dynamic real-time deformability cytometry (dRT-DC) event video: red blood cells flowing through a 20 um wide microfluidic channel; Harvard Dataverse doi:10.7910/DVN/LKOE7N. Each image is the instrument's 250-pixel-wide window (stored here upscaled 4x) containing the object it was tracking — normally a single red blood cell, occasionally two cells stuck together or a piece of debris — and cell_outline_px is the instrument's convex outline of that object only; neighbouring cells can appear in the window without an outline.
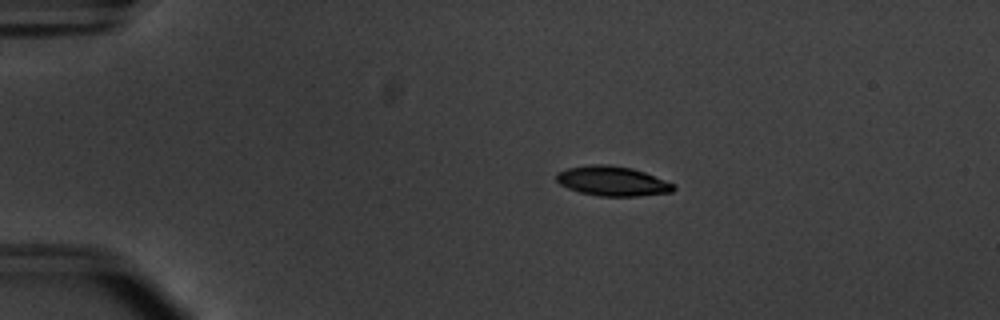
{"species": "common noctule bat (a hibernating species)", "species_latin": "Nyctalus noctula", "temperature_condition": "warm", "stored_images_in_passage": 46, "camera_frame_rate_fps": 3000, "um_per_image_px": 0.085, "animal": {"sex": "male", "body_mass_g": 20.1, "forearm_length_mm": 53.5}, "frame": {"image": 1, "passage_image": 3, "time_ms": 0.667, "image_size_px": [1000, 320], "cell_outline_px": [[676, 188], [672, 192], [636, 196], [600, 196], [580, 192], [568, 188], [560, 184], [556, 180], [556, 172], [568, 168], [592, 164], [608, 164], [632, 168], [644, 172], [676, 184]], "centroid_in_image_um": [52.06, 15.39], "position_along_channel_um": 32.9, "area_um2": 20.29}}
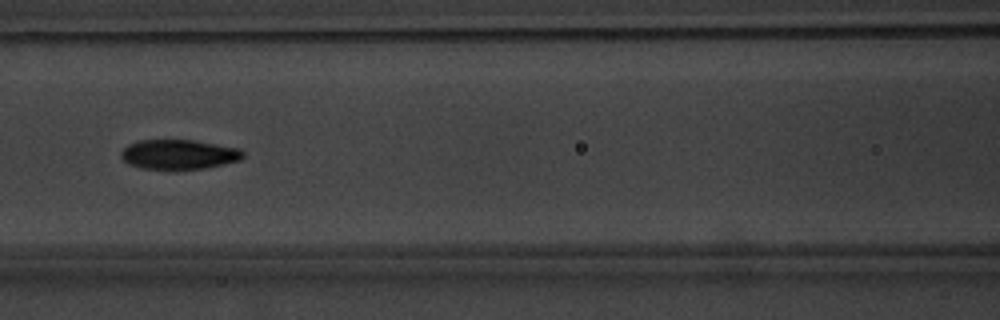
{"frame": {"image": 2, "passage_image": 17, "time_ms": 5.333, "image_size_px": [1000, 320], "cell_outline_px": [[244, 156], [240, 160], [224, 164], [204, 168], [140, 168], [128, 164], [120, 156], [120, 152], [128, 144], [140, 140], [192, 140], [240, 148], [244, 152]], "centroid_in_image_um": [15.2, 13.11], "position_along_channel_um": 151.4, "area_um2": 20.87}}
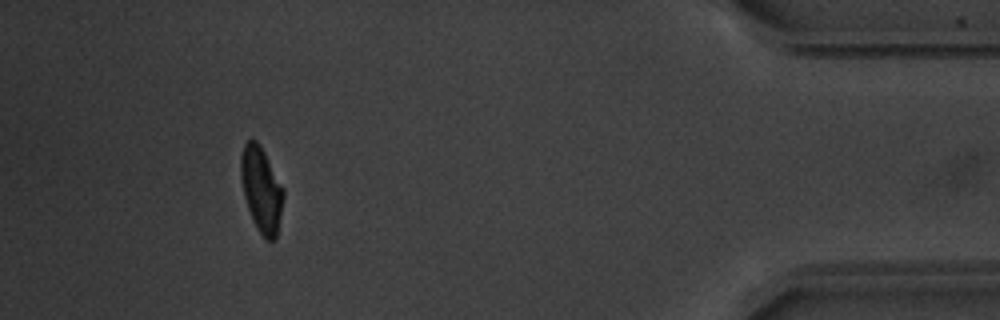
{"frame": {"image": 3, "passage_image": 42, "time_ms": 13.667, "image_size_px": [1000, 320], "cell_outline_px": [[284, 196], [276, 240], [268, 240], [256, 228], [252, 220], [244, 196], [240, 180], [240, 156], [244, 144], [248, 140], [256, 140], [260, 144], [284, 188]], "centroid_in_image_um": [22.21, 16.09], "position_along_channel_um": 413.0, "area_um2": 21.27}, "authors_computed_cell_mechanics": {"area_um2": 21.0392, "velocity_mm_per_s": 3.7739, "shape_relaxation_time_tau1_ms": 3.0967, "shape_relaxation_time_tau2_ms": 1.3649, "deformation_change_tau1": 0.1488, "deformation_change_tau2": 0.0632}}